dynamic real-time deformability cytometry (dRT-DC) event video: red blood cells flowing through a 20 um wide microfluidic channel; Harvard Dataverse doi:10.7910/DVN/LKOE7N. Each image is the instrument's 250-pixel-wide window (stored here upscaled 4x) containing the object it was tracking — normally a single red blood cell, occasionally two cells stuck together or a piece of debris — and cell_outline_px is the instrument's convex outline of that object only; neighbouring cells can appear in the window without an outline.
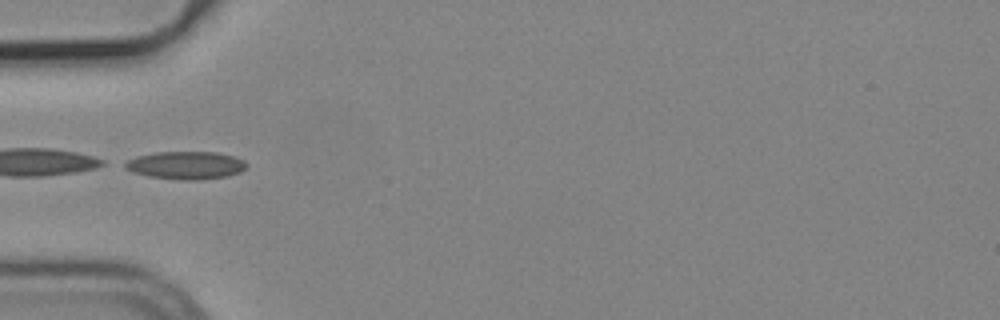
{"species": "common noctule bat (a hibernating species)", "species_latin": "Nyctalus noctula", "temperature_condition": "cold", "stored_images_in_passage": 6, "camera_frame_rate_fps": 3000, "um_per_image_px": 0.085, "animal": {"sex": "male", "body_mass_g": 19.2, "forearm_length_mm": 51.8}, "frame": {"image": 1, "passage_image": 5, "time_ms": 1.333, "image_size_px": [1000, 320], "cell_outline_px": [[248, 164], [240, 172], [228, 176], [200, 180], [184, 180], [148, 176], [132, 172], [124, 168], [120, 164], [136, 156], [156, 152], [216, 152], [232, 156], [244, 160]], "centroid_in_image_um": [15.76, 14.05], "position_along_channel_um": 69.2, "area_um2": 19.83}}
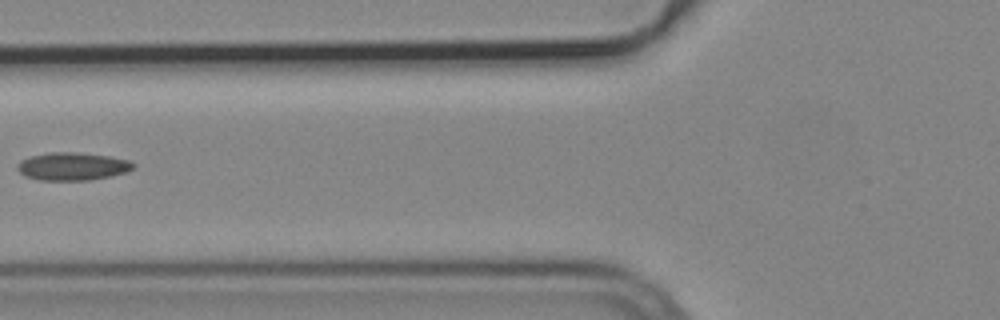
{"frame": {"image": 2, "passage_image": 6, "time_ms": 1.667, "image_size_px": [1000, 320], "cell_outline_px": [[136, 164], [132, 168], [124, 172], [112, 176], [88, 180], [40, 180], [24, 176], [16, 168], [16, 164], [20, 160], [32, 156], [52, 152], [76, 152], [108, 156], [128, 160]], "centroid_in_image_um": [6.12, 14.14], "position_along_channel_um": 119.7, "area_um2": 18.73}}